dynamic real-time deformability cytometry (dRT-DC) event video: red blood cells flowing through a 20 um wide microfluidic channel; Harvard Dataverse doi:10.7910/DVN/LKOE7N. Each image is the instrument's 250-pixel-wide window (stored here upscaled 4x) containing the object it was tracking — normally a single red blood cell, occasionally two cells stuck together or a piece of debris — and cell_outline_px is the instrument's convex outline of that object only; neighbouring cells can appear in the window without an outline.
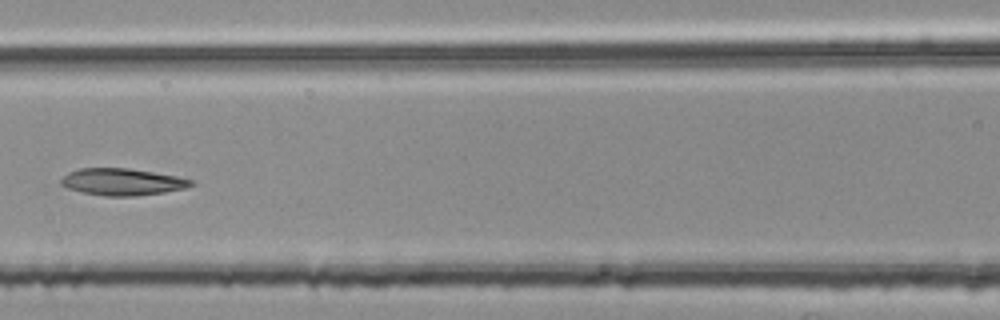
{"species": "common noctule bat (a hibernating species)", "species_latin": "Nyctalus noctula", "temperature_condition": "room temperature", "stored_images_in_passage": 5, "camera_frame_rate_fps": 3000, "um_per_image_px": 0.085, "animal": {"sex": "female", "body_mass_g": 25.1}, "frame": {"image": 1, "passage_image": 5, "time_ms": 1.333, "image_size_px": [1000, 320], "cell_outline_px": [[196, 184], [184, 188], [164, 192], [136, 196], [104, 196], [80, 192], [68, 188], [60, 184], [60, 180], [68, 172], [80, 168], [128, 168], [176, 176], [192, 180]], "centroid_in_image_um": [10.37, 15.46], "position_along_channel_um": 156.2, "area_um2": 20.35}}